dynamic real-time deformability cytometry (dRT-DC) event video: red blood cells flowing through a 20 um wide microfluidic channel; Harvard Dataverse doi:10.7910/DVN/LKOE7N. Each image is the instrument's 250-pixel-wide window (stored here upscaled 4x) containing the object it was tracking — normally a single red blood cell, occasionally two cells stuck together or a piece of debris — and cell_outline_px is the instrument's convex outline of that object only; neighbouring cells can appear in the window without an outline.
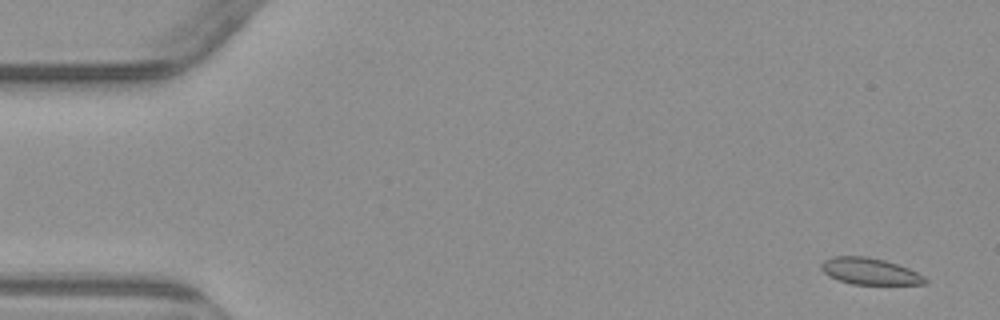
{"species": "common noctule bat (a hibernating species)", "species_latin": "Nyctalus noctula", "temperature_condition": "warm", "stored_images_in_passage": 5, "camera_frame_rate_fps": 3000, "um_per_image_px": 0.085, "animal": {"sex": "male", "body_mass_g": 23.1, "forearm_length_mm": 52.7}, "frame": {"image": 1, "passage_image": 1, "time_ms": 0.0, "image_size_px": [1000, 320], "cell_outline_px": [[928, 280], [924, 284], [852, 284], [828, 276], [820, 268], [820, 264], [824, 260], [832, 256], [868, 256], [884, 260], [908, 268], [924, 276]], "centroid_in_image_um": [73.9, 23.05], "position_along_channel_um": 11.1, "area_um2": 16.01}}